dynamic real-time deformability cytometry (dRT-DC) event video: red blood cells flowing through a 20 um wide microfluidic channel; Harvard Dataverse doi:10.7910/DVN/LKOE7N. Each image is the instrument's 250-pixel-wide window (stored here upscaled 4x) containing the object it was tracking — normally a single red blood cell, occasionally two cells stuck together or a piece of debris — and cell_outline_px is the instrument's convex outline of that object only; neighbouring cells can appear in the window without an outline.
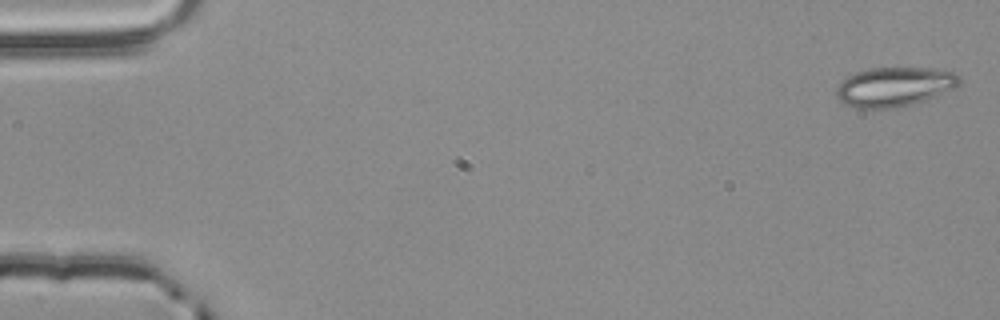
{"species": "common noctule bat (a hibernating species)", "species_latin": "Nyctalus noctula", "temperature_condition": "room temperature", "stored_images_in_passage": 54, "camera_frame_rate_fps": 3000, "um_per_image_px": 0.085, "animal": {"sex": "male", "body_mass_g": 20.4}, "frame": {"image": 1, "passage_image": 1, "time_ms": 0.0, "image_size_px": [1000, 320], "cell_outline_px": [[960, 84], [936, 96], [912, 104], [892, 108], [856, 108], [840, 100], [836, 96], [836, 88], [840, 80], [856, 72], [872, 68], [936, 68], [956, 72], [960, 76]], "centroid_in_image_um": [76.03, 7.36], "position_along_channel_um": 9.0, "area_um2": 28.21}}
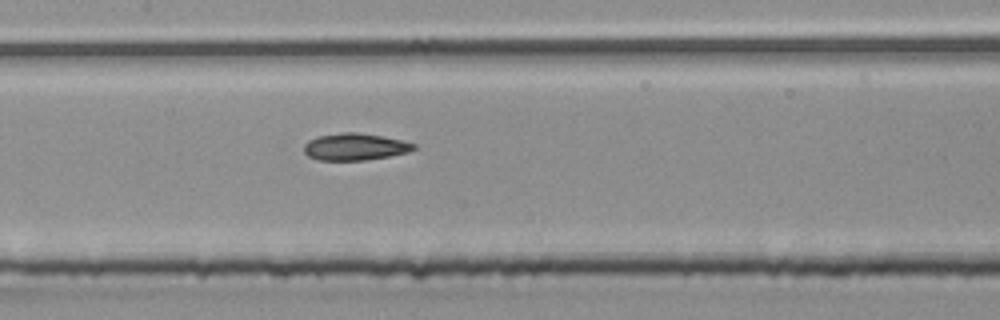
{"frame": {"image": 2, "passage_image": 26, "time_ms": 8.333, "image_size_px": [1000, 320], "cell_outline_px": [[416, 148], [408, 152], [388, 156], [364, 160], [316, 160], [308, 156], [304, 152], [304, 144], [308, 140], [320, 136], [340, 132], [356, 132], [384, 136], [416, 144]], "centroid_in_image_um": [30.15, 12.47], "position_along_channel_um": 177.3, "area_um2": 17.22}}
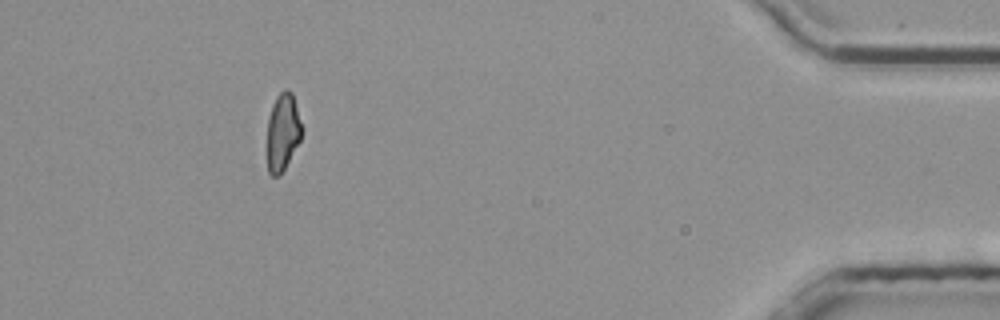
{"frame": {"image": 3, "passage_image": 49, "time_ms": 16.0, "image_size_px": [1000, 320], "cell_outline_px": [[300, 140], [284, 168], [276, 176], [272, 176], [268, 172], [268, 120], [272, 104], [276, 96], [284, 88], [292, 92], [300, 124]], "centroid_in_image_um": [24.0, 11.19], "position_along_channel_um": 411.2, "area_um2": 14.97}, "authors_computed_cell_mechanics": {"area_um2": 17.2822, "velocity_mm_per_s": 3.8659, "shape_relaxation_time_tau1_ms": null, "shape_relaxation_time_tau2_ms": 3.5871, "deformation_change_tau1": null, "deformation_change_tau2": 0.1108}}